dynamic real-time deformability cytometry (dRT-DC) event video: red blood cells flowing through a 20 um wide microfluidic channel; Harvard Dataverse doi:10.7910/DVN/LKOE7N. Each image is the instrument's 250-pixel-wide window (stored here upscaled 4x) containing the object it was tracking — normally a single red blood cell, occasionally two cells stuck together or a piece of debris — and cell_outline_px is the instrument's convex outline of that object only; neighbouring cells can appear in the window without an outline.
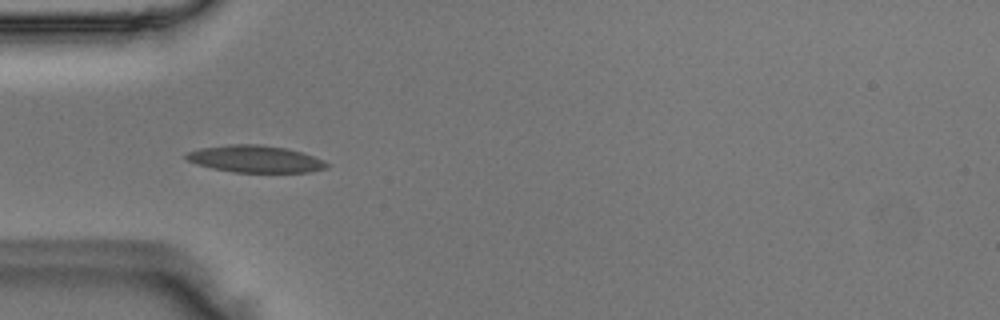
{"species": "Egyptian fruit bat (a non-hibernating species)", "species_latin": "Rousettus aegyptiacus", "temperature_condition": "room temperature", "stored_images_in_passage": 36, "camera_frame_rate_fps": 3000, "um_per_image_px": 0.085, "animal": {"sex": "male"}, "frame": {"image": 1, "passage_image": 1, "time_ms": 0.0, "image_size_px": [1000, 320], "cell_outline_px": [[328, 168], [308, 172], [232, 172], [212, 168], [196, 164], [188, 160], [184, 156], [188, 152], [200, 148], [228, 144], [260, 144], [288, 148], [324, 160], [328, 164]], "centroid_in_image_um": [21.69, 13.51], "position_along_channel_um": 63.3, "area_um2": 22.14}}
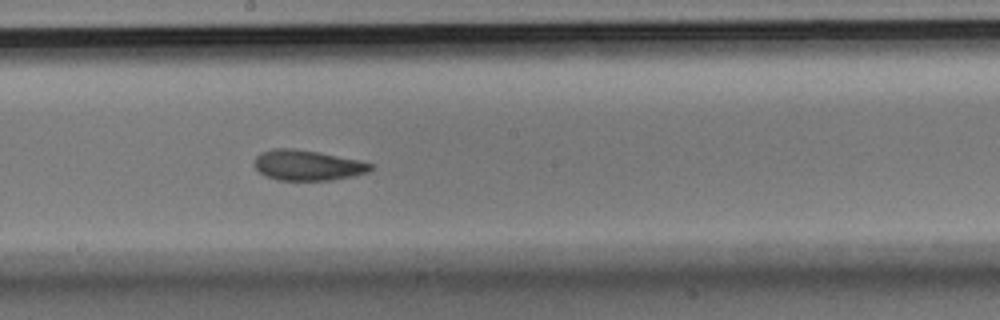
{"frame": {"image": 2, "passage_image": 13, "time_ms": 4.0, "image_size_px": [1000, 320], "cell_outline_px": [[372, 168], [368, 172], [352, 176], [332, 180], [276, 180], [260, 172], [256, 168], [256, 156], [260, 152], [272, 148], [296, 148], [356, 160], [372, 164]], "centroid_in_image_um": [26.1, 14.04], "position_along_channel_um": 222.1, "area_um2": 20.23}}
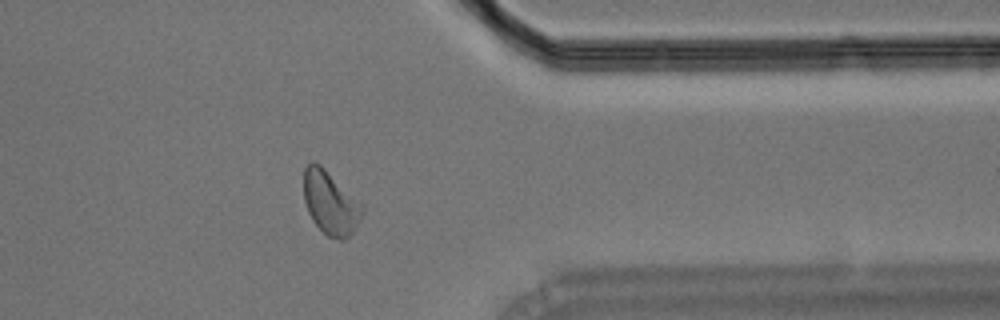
{"frame": {"image": 3, "passage_image": 26, "time_ms": 8.333, "image_size_px": [1000, 320], "cell_outline_px": [[364, 208], [352, 232], [344, 240], [340, 240], [328, 236], [312, 220], [308, 212], [304, 200], [304, 168], [312, 160], [320, 164], [364, 204]], "centroid_in_image_um": [28.07, 17.21], "position_along_channel_um": 383.3, "area_um2": 21.5}}